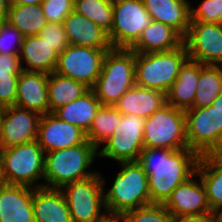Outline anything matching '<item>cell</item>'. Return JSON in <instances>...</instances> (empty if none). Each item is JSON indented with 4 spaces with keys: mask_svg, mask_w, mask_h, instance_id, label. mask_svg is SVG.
<instances>
[{
    "mask_svg": "<svg viewBox=\"0 0 222 222\" xmlns=\"http://www.w3.org/2000/svg\"><path fill=\"white\" fill-rule=\"evenodd\" d=\"M199 157L189 148H144L137 162L148 176L151 204H164L178 185L192 177Z\"/></svg>",
    "mask_w": 222,
    "mask_h": 222,
    "instance_id": "6da1fadb",
    "label": "cell"
},
{
    "mask_svg": "<svg viewBox=\"0 0 222 222\" xmlns=\"http://www.w3.org/2000/svg\"><path fill=\"white\" fill-rule=\"evenodd\" d=\"M98 157V149L88 140L64 149L45 153L43 187L61 189L64 185L82 181L97 174L89 171Z\"/></svg>",
    "mask_w": 222,
    "mask_h": 222,
    "instance_id": "7a4b0ae2",
    "label": "cell"
},
{
    "mask_svg": "<svg viewBox=\"0 0 222 222\" xmlns=\"http://www.w3.org/2000/svg\"><path fill=\"white\" fill-rule=\"evenodd\" d=\"M119 165L120 171L110 190L103 187L106 211L109 217L116 218L151 204L148 176L142 166L137 161L119 162Z\"/></svg>",
    "mask_w": 222,
    "mask_h": 222,
    "instance_id": "3957f363",
    "label": "cell"
},
{
    "mask_svg": "<svg viewBox=\"0 0 222 222\" xmlns=\"http://www.w3.org/2000/svg\"><path fill=\"white\" fill-rule=\"evenodd\" d=\"M45 152L36 140L0 148V180L8 185L43 187ZM38 181V182H37Z\"/></svg>",
    "mask_w": 222,
    "mask_h": 222,
    "instance_id": "277c9868",
    "label": "cell"
},
{
    "mask_svg": "<svg viewBox=\"0 0 222 222\" xmlns=\"http://www.w3.org/2000/svg\"><path fill=\"white\" fill-rule=\"evenodd\" d=\"M135 85V52L111 48L104 56L101 73L91 90L102 105L114 106Z\"/></svg>",
    "mask_w": 222,
    "mask_h": 222,
    "instance_id": "5b68a950",
    "label": "cell"
},
{
    "mask_svg": "<svg viewBox=\"0 0 222 222\" xmlns=\"http://www.w3.org/2000/svg\"><path fill=\"white\" fill-rule=\"evenodd\" d=\"M188 58L184 43L169 51L135 52V85L166 94Z\"/></svg>",
    "mask_w": 222,
    "mask_h": 222,
    "instance_id": "8992f818",
    "label": "cell"
},
{
    "mask_svg": "<svg viewBox=\"0 0 222 222\" xmlns=\"http://www.w3.org/2000/svg\"><path fill=\"white\" fill-rule=\"evenodd\" d=\"M188 148L199 156L222 153V105L185 111Z\"/></svg>",
    "mask_w": 222,
    "mask_h": 222,
    "instance_id": "52a82bcc",
    "label": "cell"
},
{
    "mask_svg": "<svg viewBox=\"0 0 222 222\" xmlns=\"http://www.w3.org/2000/svg\"><path fill=\"white\" fill-rule=\"evenodd\" d=\"M105 183L99 172L88 179L68 183L61 188L72 222H104L109 218L103 194Z\"/></svg>",
    "mask_w": 222,
    "mask_h": 222,
    "instance_id": "ba28073f",
    "label": "cell"
},
{
    "mask_svg": "<svg viewBox=\"0 0 222 222\" xmlns=\"http://www.w3.org/2000/svg\"><path fill=\"white\" fill-rule=\"evenodd\" d=\"M144 148H188L185 111L166 103L146 118L143 128Z\"/></svg>",
    "mask_w": 222,
    "mask_h": 222,
    "instance_id": "9c48e42d",
    "label": "cell"
},
{
    "mask_svg": "<svg viewBox=\"0 0 222 222\" xmlns=\"http://www.w3.org/2000/svg\"><path fill=\"white\" fill-rule=\"evenodd\" d=\"M151 21L142 0L113 1V24L108 34L112 48H130Z\"/></svg>",
    "mask_w": 222,
    "mask_h": 222,
    "instance_id": "30bf717a",
    "label": "cell"
},
{
    "mask_svg": "<svg viewBox=\"0 0 222 222\" xmlns=\"http://www.w3.org/2000/svg\"><path fill=\"white\" fill-rule=\"evenodd\" d=\"M145 120L136 115H123L112 136L98 149V158L104 157L116 162L138 161L144 149Z\"/></svg>",
    "mask_w": 222,
    "mask_h": 222,
    "instance_id": "8fae6325",
    "label": "cell"
},
{
    "mask_svg": "<svg viewBox=\"0 0 222 222\" xmlns=\"http://www.w3.org/2000/svg\"><path fill=\"white\" fill-rule=\"evenodd\" d=\"M110 49L69 45L58 55L55 72L91 89L101 73L104 56Z\"/></svg>",
    "mask_w": 222,
    "mask_h": 222,
    "instance_id": "7c38bea8",
    "label": "cell"
},
{
    "mask_svg": "<svg viewBox=\"0 0 222 222\" xmlns=\"http://www.w3.org/2000/svg\"><path fill=\"white\" fill-rule=\"evenodd\" d=\"M188 57L204 65H222V24L190 21L184 38Z\"/></svg>",
    "mask_w": 222,
    "mask_h": 222,
    "instance_id": "4fadbf2b",
    "label": "cell"
},
{
    "mask_svg": "<svg viewBox=\"0 0 222 222\" xmlns=\"http://www.w3.org/2000/svg\"><path fill=\"white\" fill-rule=\"evenodd\" d=\"M41 116L16 105L4 107L0 121V148L36 140Z\"/></svg>",
    "mask_w": 222,
    "mask_h": 222,
    "instance_id": "5bb4252c",
    "label": "cell"
},
{
    "mask_svg": "<svg viewBox=\"0 0 222 222\" xmlns=\"http://www.w3.org/2000/svg\"><path fill=\"white\" fill-rule=\"evenodd\" d=\"M163 205L176 219L212 212L205 186L197 173L178 185Z\"/></svg>",
    "mask_w": 222,
    "mask_h": 222,
    "instance_id": "9a60e30c",
    "label": "cell"
},
{
    "mask_svg": "<svg viewBox=\"0 0 222 222\" xmlns=\"http://www.w3.org/2000/svg\"><path fill=\"white\" fill-rule=\"evenodd\" d=\"M36 141L46 153L83 144L87 136L81 128L48 113L41 116Z\"/></svg>",
    "mask_w": 222,
    "mask_h": 222,
    "instance_id": "2e32d148",
    "label": "cell"
},
{
    "mask_svg": "<svg viewBox=\"0 0 222 222\" xmlns=\"http://www.w3.org/2000/svg\"><path fill=\"white\" fill-rule=\"evenodd\" d=\"M49 74L22 70L17 83L15 105L44 115L50 113L48 100Z\"/></svg>",
    "mask_w": 222,
    "mask_h": 222,
    "instance_id": "e0dca14e",
    "label": "cell"
},
{
    "mask_svg": "<svg viewBox=\"0 0 222 222\" xmlns=\"http://www.w3.org/2000/svg\"><path fill=\"white\" fill-rule=\"evenodd\" d=\"M0 222H35L31 187L0 183Z\"/></svg>",
    "mask_w": 222,
    "mask_h": 222,
    "instance_id": "ac0fdd59",
    "label": "cell"
},
{
    "mask_svg": "<svg viewBox=\"0 0 222 222\" xmlns=\"http://www.w3.org/2000/svg\"><path fill=\"white\" fill-rule=\"evenodd\" d=\"M35 222H72L66 198L61 189L32 188Z\"/></svg>",
    "mask_w": 222,
    "mask_h": 222,
    "instance_id": "d6986e66",
    "label": "cell"
},
{
    "mask_svg": "<svg viewBox=\"0 0 222 222\" xmlns=\"http://www.w3.org/2000/svg\"><path fill=\"white\" fill-rule=\"evenodd\" d=\"M70 45L92 48H112L108 34L95 22L75 11L63 21Z\"/></svg>",
    "mask_w": 222,
    "mask_h": 222,
    "instance_id": "ffe728a7",
    "label": "cell"
},
{
    "mask_svg": "<svg viewBox=\"0 0 222 222\" xmlns=\"http://www.w3.org/2000/svg\"><path fill=\"white\" fill-rule=\"evenodd\" d=\"M153 21L162 22L175 29L183 38L190 26L189 0H142Z\"/></svg>",
    "mask_w": 222,
    "mask_h": 222,
    "instance_id": "44dd1931",
    "label": "cell"
},
{
    "mask_svg": "<svg viewBox=\"0 0 222 222\" xmlns=\"http://www.w3.org/2000/svg\"><path fill=\"white\" fill-rule=\"evenodd\" d=\"M165 104L164 92L134 85L114 106L123 115H136L146 119Z\"/></svg>",
    "mask_w": 222,
    "mask_h": 222,
    "instance_id": "7402d4cb",
    "label": "cell"
},
{
    "mask_svg": "<svg viewBox=\"0 0 222 222\" xmlns=\"http://www.w3.org/2000/svg\"><path fill=\"white\" fill-rule=\"evenodd\" d=\"M19 58L24 71L47 74L55 72L58 62V54L39 35L24 37Z\"/></svg>",
    "mask_w": 222,
    "mask_h": 222,
    "instance_id": "603a6c76",
    "label": "cell"
},
{
    "mask_svg": "<svg viewBox=\"0 0 222 222\" xmlns=\"http://www.w3.org/2000/svg\"><path fill=\"white\" fill-rule=\"evenodd\" d=\"M199 77L200 62L188 58L166 93V103L183 111L193 108Z\"/></svg>",
    "mask_w": 222,
    "mask_h": 222,
    "instance_id": "cb8c5ba5",
    "label": "cell"
},
{
    "mask_svg": "<svg viewBox=\"0 0 222 222\" xmlns=\"http://www.w3.org/2000/svg\"><path fill=\"white\" fill-rule=\"evenodd\" d=\"M183 43L184 38L175 29L152 20L130 49L136 53L162 52L173 50Z\"/></svg>",
    "mask_w": 222,
    "mask_h": 222,
    "instance_id": "d4e9b609",
    "label": "cell"
},
{
    "mask_svg": "<svg viewBox=\"0 0 222 222\" xmlns=\"http://www.w3.org/2000/svg\"><path fill=\"white\" fill-rule=\"evenodd\" d=\"M196 173L205 186L211 211L220 213L222 211V153L201 155Z\"/></svg>",
    "mask_w": 222,
    "mask_h": 222,
    "instance_id": "484cf974",
    "label": "cell"
},
{
    "mask_svg": "<svg viewBox=\"0 0 222 222\" xmlns=\"http://www.w3.org/2000/svg\"><path fill=\"white\" fill-rule=\"evenodd\" d=\"M101 106L99 99L89 89L80 98L56 109L53 114L87 133Z\"/></svg>",
    "mask_w": 222,
    "mask_h": 222,
    "instance_id": "4316f807",
    "label": "cell"
},
{
    "mask_svg": "<svg viewBox=\"0 0 222 222\" xmlns=\"http://www.w3.org/2000/svg\"><path fill=\"white\" fill-rule=\"evenodd\" d=\"M89 88L72 78L61 76L56 72L49 74L48 100L50 113L80 98Z\"/></svg>",
    "mask_w": 222,
    "mask_h": 222,
    "instance_id": "83f0119b",
    "label": "cell"
},
{
    "mask_svg": "<svg viewBox=\"0 0 222 222\" xmlns=\"http://www.w3.org/2000/svg\"><path fill=\"white\" fill-rule=\"evenodd\" d=\"M7 22L17 28L24 37L38 35L47 24L41 4H10Z\"/></svg>",
    "mask_w": 222,
    "mask_h": 222,
    "instance_id": "f1b7e54d",
    "label": "cell"
},
{
    "mask_svg": "<svg viewBox=\"0 0 222 222\" xmlns=\"http://www.w3.org/2000/svg\"><path fill=\"white\" fill-rule=\"evenodd\" d=\"M193 108L210 106L222 91V65L200 63V77Z\"/></svg>",
    "mask_w": 222,
    "mask_h": 222,
    "instance_id": "f546056e",
    "label": "cell"
},
{
    "mask_svg": "<svg viewBox=\"0 0 222 222\" xmlns=\"http://www.w3.org/2000/svg\"><path fill=\"white\" fill-rule=\"evenodd\" d=\"M19 54H0V105H15L17 83L22 71Z\"/></svg>",
    "mask_w": 222,
    "mask_h": 222,
    "instance_id": "4dcf8cb0",
    "label": "cell"
},
{
    "mask_svg": "<svg viewBox=\"0 0 222 222\" xmlns=\"http://www.w3.org/2000/svg\"><path fill=\"white\" fill-rule=\"evenodd\" d=\"M123 114L115 106L102 105L86 133L87 140L97 149L112 136Z\"/></svg>",
    "mask_w": 222,
    "mask_h": 222,
    "instance_id": "1f68e13d",
    "label": "cell"
},
{
    "mask_svg": "<svg viewBox=\"0 0 222 222\" xmlns=\"http://www.w3.org/2000/svg\"><path fill=\"white\" fill-rule=\"evenodd\" d=\"M74 11L95 22L107 34L113 24V1L74 0Z\"/></svg>",
    "mask_w": 222,
    "mask_h": 222,
    "instance_id": "d6a6232c",
    "label": "cell"
},
{
    "mask_svg": "<svg viewBox=\"0 0 222 222\" xmlns=\"http://www.w3.org/2000/svg\"><path fill=\"white\" fill-rule=\"evenodd\" d=\"M120 219L122 222H177L163 204H150L127 211Z\"/></svg>",
    "mask_w": 222,
    "mask_h": 222,
    "instance_id": "836d02e7",
    "label": "cell"
},
{
    "mask_svg": "<svg viewBox=\"0 0 222 222\" xmlns=\"http://www.w3.org/2000/svg\"><path fill=\"white\" fill-rule=\"evenodd\" d=\"M190 20L222 24V0H201L198 7L190 6Z\"/></svg>",
    "mask_w": 222,
    "mask_h": 222,
    "instance_id": "e575fe53",
    "label": "cell"
},
{
    "mask_svg": "<svg viewBox=\"0 0 222 222\" xmlns=\"http://www.w3.org/2000/svg\"><path fill=\"white\" fill-rule=\"evenodd\" d=\"M23 40L21 32L9 22L0 23V54H19Z\"/></svg>",
    "mask_w": 222,
    "mask_h": 222,
    "instance_id": "d590c367",
    "label": "cell"
},
{
    "mask_svg": "<svg viewBox=\"0 0 222 222\" xmlns=\"http://www.w3.org/2000/svg\"><path fill=\"white\" fill-rule=\"evenodd\" d=\"M41 7L47 23H63L74 11V0H42Z\"/></svg>",
    "mask_w": 222,
    "mask_h": 222,
    "instance_id": "8d00e7d4",
    "label": "cell"
},
{
    "mask_svg": "<svg viewBox=\"0 0 222 222\" xmlns=\"http://www.w3.org/2000/svg\"><path fill=\"white\" fill-rule=\"evenodd\" d=\"M59 55L70 44L63 23H47L38 34Z\"/></svg>",
    "mask_w": 222,
    "mask_h": 222,
    "instance_id": "74e56055",
    "label": "cell"
},
{
    "mask_svg": "<svg viewBox=\"0 0 222 222\" xmlns=\"http://www.w3.org/2000/svg\"><path fill=\"white\" fill-rule=\"evenodd\" d=\"M177 222H220V214L208 212L202 215L182 217L177 219Z\"/></svg>",
    "mask_w": 222,
    "mask_h": 222,
    "instance_id": "f35d334b",
    "label": "cell"
},
{
    "mask_svg": "<svg viewBox=\"0 0 222 222\" xmlns=\"http://www.w3.org/2000/svg\"><path fill=\"white\" fill-rule=\"evenodd\" d=\"M9 6L10 2L8 0H0V23L7 21Z\"/></svg>",
    "mask_w": 222,
    "mask_h": 222,
    "instance_id": "ab89813d",
    "label": "cell"
},
{
    "mask_svg": "<svg viewBox=\"0 0 222 222\" xmlns=\"http://www.w3.org/2000/svg\"><path fill=\"white\" fill-rule=\"evenodd\" d=\"M42 0H15L13 3L10 4H20V5H34V4H41Z\"/></svg>",
    "mask_w": 222,
    "mask_h": 222,
    "instance_id": "60d3db41",
    "label": "cell"
},
{
    "mask_svg": "<svg viewBox=\"0 0 222 222\" xmlns=\"http://www.w3.org/2000/svg\"><path fill=\"white\" fill-rule=\"evenodd\" d=\"M211 105H222V91H221V93L217 96V98L212 102Z\"/></svg>",
    "mask_w": 222,
    "mask_h": 222,
    "instance_id": "b9f144b4",
    "label": "cell"
},
{
    "mask_svg": "<svg viewBox=\"0 0 222 222\" xmlns=\"http://www.w3.org/2000/svg\"><path fill=\"white\" fill-rule=\"evenodd\" d=\"M104 222H122L120 218L116 217H109L106 221Z\"/></svg>",
    "mask_w": 222,
    "mask_h": 222,
    "instance_id": "7bdbcfd3",
    "label": "cell"
},
{
    "mask_svg": "<svg viewBox=\"0 0 222 222\" xmlns=\"http://www.w3.org/2000/svg\"><path fill=\"white\" fill-rule=\"evenodd\" d=\"M3 110H4V107L2 105H0V121H1Z\"/></svg>",
    "mask_w": 222,
    "mask_h": 222,
    "instance_id": "ee69618b",
    "label": "cell"
},
{
    "mask_svg": "<svg viewBox=\"0 0 222 222\" xmlns=\"http://www.w3.org/2000/svg\"><path fill=\"white\" fill-rule=\"evenodd\" d=\"M219 214H220V222H222V211Z\"/></svg>",
    "mask_w": 222,
    "mask_h": 222,
    "instance_id": "f6af8a7d",
    "label": "cell"
}]
</instances>
